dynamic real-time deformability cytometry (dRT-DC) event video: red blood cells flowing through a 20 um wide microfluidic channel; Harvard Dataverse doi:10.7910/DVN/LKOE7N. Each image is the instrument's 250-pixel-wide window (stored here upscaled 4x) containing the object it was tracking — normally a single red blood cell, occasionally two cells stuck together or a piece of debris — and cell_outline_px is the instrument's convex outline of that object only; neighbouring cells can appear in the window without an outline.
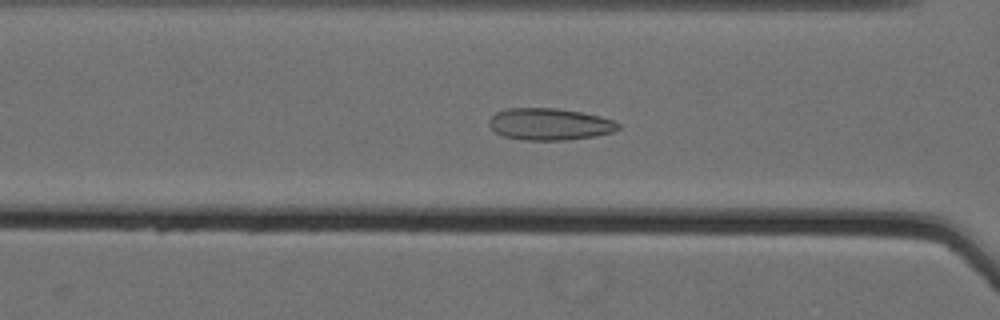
{"species": "Egyptian fruit bat (a non-hibernating species)", "species_latin": "Rousettus aegyptiacus", "temperature_condition": "cold", "stored_images_in_passage": 58, "camera_frame_rate_fps": 3000, "um_per_image_px": 0.085, "animal": {"sex": "female"}, "frame": {"image": 1, "passage_image": 28, "time_ms": 9.0, "image_size_px": [1000, 320], "cell_outline_px": [[620, 128], [612, 132], [596, 136], [568, 140], [524, 140], [504, 136], [496, 132], [488, 124], [488, 120], [496, 112], [508, 108], [556, 108], [580, 112], [600, 116], [616, 120], [620, 124]], "centroid_in_image_um": [46.74, 10.55], "position_along_channel_um": 119.9, "area_um2": 24.1}}
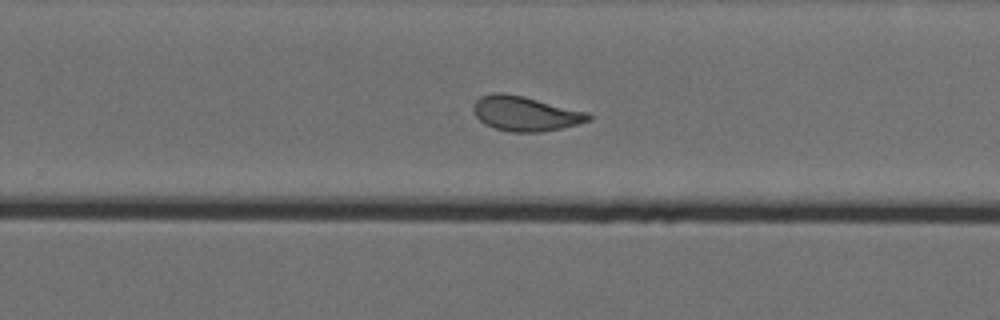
{"frame": {"image": 2, "passage_image": 42, "time_ms": 13.667, "image_size_px": [1000, 320], "cell_outline_px": [[592, 120], [560, 128], [540, 132], [512, 132], [496, 128], [484, 124], [476, 116], [472, 108], [476, 100], [480, 96], [492, 92], [504, 92], [524, 96], [588, 112], [592, 116]], "centroid_in_image_um": [44.64, 9.64], "position_along_channel_um": 285.2, "area_um2": 23.35}}
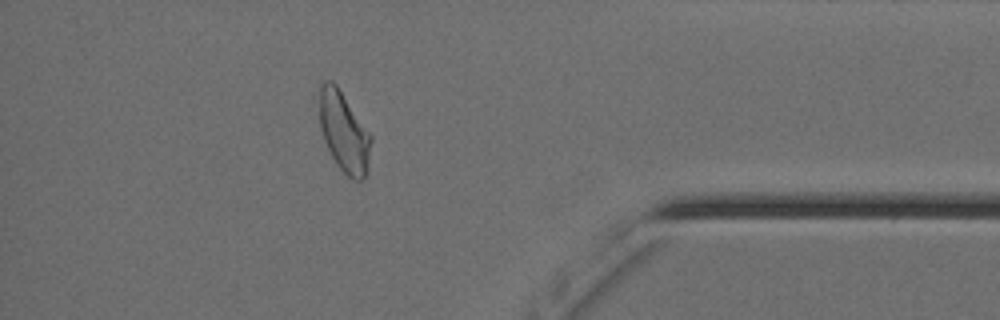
{"frame": {"image": 3, "passage_image": 54, "time_ms": 17.667, "image_size_px": [1000, 320], "cell_outline_px": [[372, 140], [368, 172], [360, 180], [352, 180], [336, 164], [324, 140], [320, 128], [312, 100], [320, 84], [324, 80], [332, 80], [336, 84], [372, 136]], "centroid_in_image_um": [29.14, 11.11], "position_along_channel_um": 406.1, "area_um2": 25.32}}